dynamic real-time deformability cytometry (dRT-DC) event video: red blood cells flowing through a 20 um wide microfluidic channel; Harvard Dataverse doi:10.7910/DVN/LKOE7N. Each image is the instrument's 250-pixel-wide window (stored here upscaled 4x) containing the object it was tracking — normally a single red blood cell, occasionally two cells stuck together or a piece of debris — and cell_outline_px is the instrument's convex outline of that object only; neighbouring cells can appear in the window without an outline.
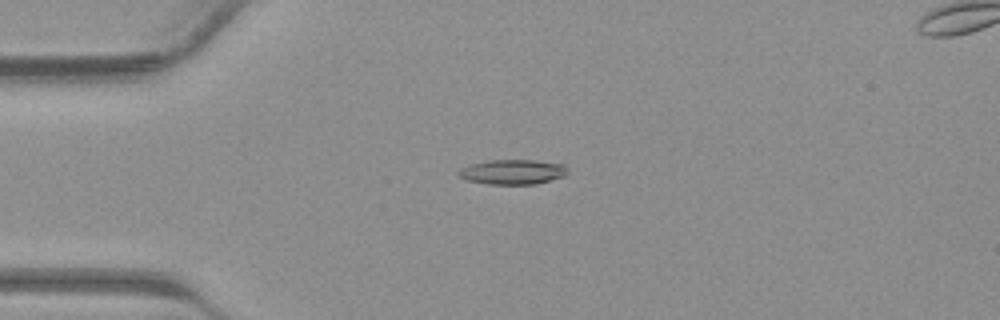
{"species": "common noctule bat (a hibernating species)", "species_latin": "Nyctalus noctula", "temperature_condition": "warm", "stored_images_in_passage": 41, "camera_frame_rate_fps": 3000, "um_per_image_px": 0.085, "animal": {"sex": "male", "body_mass_g": 23.1, "forearm_length_mm": 52.7}, "frame": {"image": 1, "passage_image": 11, "time_ms": 3.333, "image_size_px": [1000, 320], "cell_outline_px": [[568, 172], [564, 176], [536, 184], [488, 184], [468, 180], [460, 176], [456, 172], [460, 168], [472, 164], [488, 160], [536, 160], [564, 164], [568, 168]], "centroid_in_image_um": [43.6, 14.61], "position_along_channel_um": 41.4, "area_um2": 15.78}}
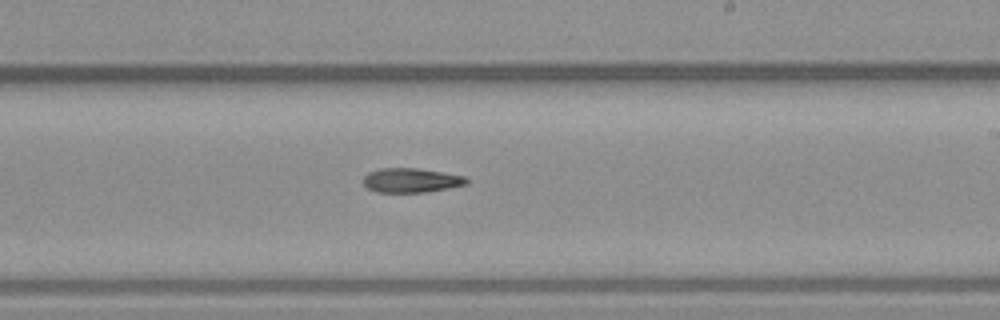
{"frame": {"image": 2, "passage_image": 25, "time_ms": 8.0, "image_size_px": [1000, 320], "cell_outline_px": [[468, 184], [448, 188], [424, 192], [376, 192], [368, 188], [364, 184], [364, 176], [368, 172], [380, 168], [416, 168], [464, 176], [468, 180]], "centroid_in_image_um": [34.92, 15.32], "position_along_channel_um": 254.1, "area_um2": 14.51}}
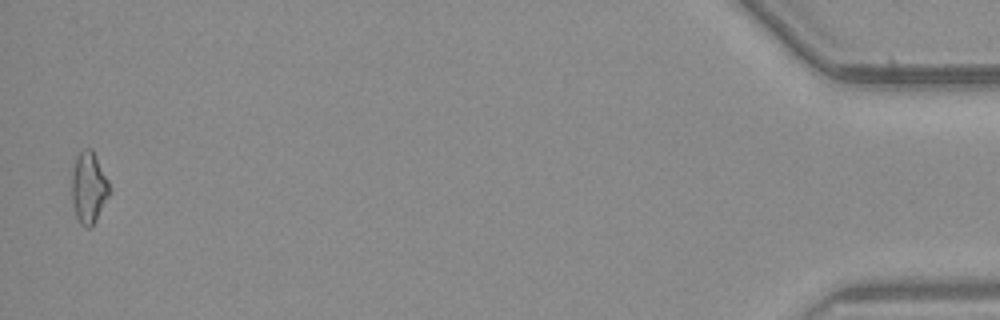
{"frame": {"image": 3, "passage_image": 41, "time_ms": 13.333, "image_size_px": [1000, 320], "cell_outline_px": [[112, 192], [92, 228], [84, 228], [80, 224], [76, 216], [72, 200], [72, 172], [76, 156], [84, 148], [92, 148], [112, 188]], "centroid_in_image_um": [7.57, 15.98], "position_along_channel_um": 427.6, "area_um2": 16.07}}